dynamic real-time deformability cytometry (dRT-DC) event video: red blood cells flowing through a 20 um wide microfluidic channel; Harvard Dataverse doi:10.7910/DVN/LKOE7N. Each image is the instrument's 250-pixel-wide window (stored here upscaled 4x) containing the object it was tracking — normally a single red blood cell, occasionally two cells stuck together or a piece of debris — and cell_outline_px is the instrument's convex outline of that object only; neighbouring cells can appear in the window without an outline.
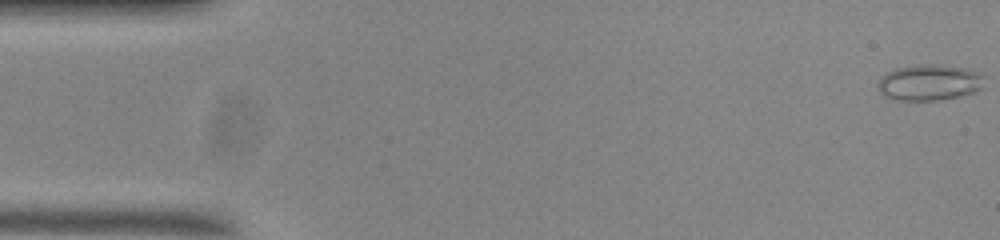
{"species": "common noctule bat (a hibernating species)", "species_latin": "Nyctalus noctula", "temperature_condition": "room temperature", "stored_images_in_passage": 55, "camera_frame_rate_fps": 3000, "um_per_image_px": 0.085, "animal": {"sex": "male", "body_mass_g": 20.0, "forearm_length_mm": 53.3}, "frame": {"image": 1, "passage_image": 1, "time_ms": 0.0, "image_size_px": [1000, 240], "cell_outline_px": [[984, 88], [972, 92], [956, 96], [936, 100], [896, 100], [884, 96], [880, 92], [876, 84], [888, 72], [896, 68], [920, 64], [924, 64], [964, 68], [980, 72], [984, 76]], "centroid_in_image_um": [79.0, 7.01], "position_along_channel_um": 6.0, "area_um2": 22.08}}
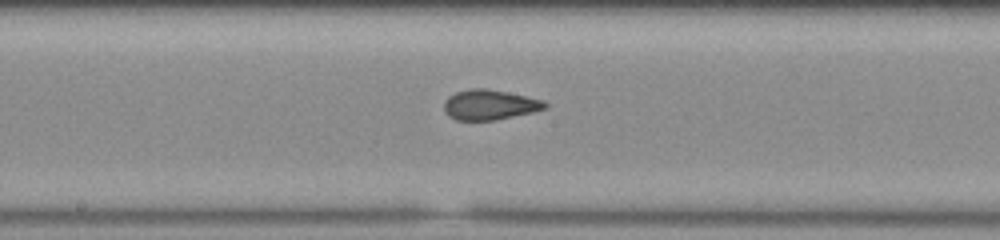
{"frame": {"image": 2, "passage_image": 28, "time_ms": 9.0, "image_size_px": [1000, 240], "cell_outline_px": [[548, 108], [532, 112], [496, 120], [456, 120], [448, 116], [444, 108], [444, 100], [448, 96], [456, 92], [468, 88], [484, 88], [508, 92], [544, 100], [548, 104]], "centroid_in_image_um": [41.62, 8.9], "position_along_channel_um": 206.6, "area_um2": 17.86}}
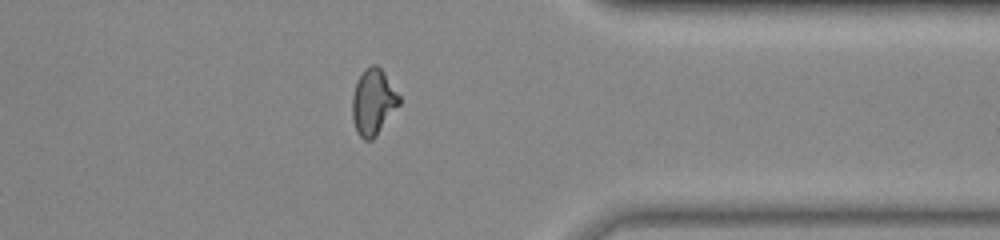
{"frame": {"image": 3, "passage_image": 43, "time_ms": 14.0, "image_size_px": [1000, 240], "cell_outline_px": [[400, 104], [376, 136], [372, 140], [364, 140], [356, 132], [352, 116], [352, 96], [356, 84], [364, 68], [372, 64], [376, 64], [384, 72], [400, 96]], "centroid_in_image_um": [31.72, 8.67], "position_along_channel_um": 379.7, "area_um2": 18.03}, "authors_computed_cell_mechanics": {"area_um2": 17.8024, "velocity_mm_per_s": 3.7154, "shape_relaxation_time_tau1_ms": null, "shape_relaxation_time_tau2_ms": 1.163, "deformation_change_tau1": null, "deformation_change_tau2": 0.0739}}